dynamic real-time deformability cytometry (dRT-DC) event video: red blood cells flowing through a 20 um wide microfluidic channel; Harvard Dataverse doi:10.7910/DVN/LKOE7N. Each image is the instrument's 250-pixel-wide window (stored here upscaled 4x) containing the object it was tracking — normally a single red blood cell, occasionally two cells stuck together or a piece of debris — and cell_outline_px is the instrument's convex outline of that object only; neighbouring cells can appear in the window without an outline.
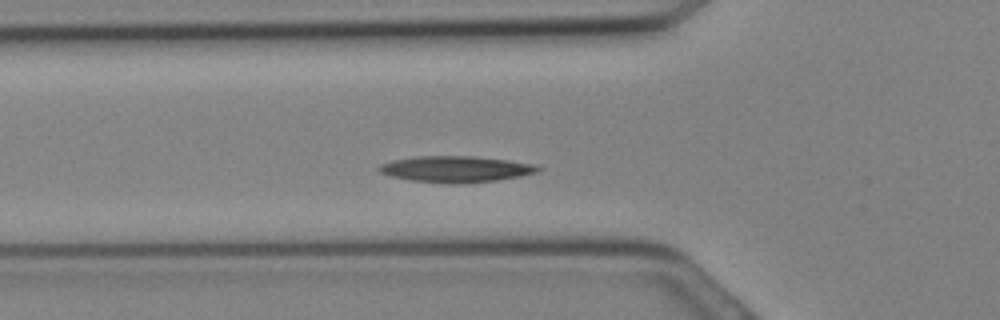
{"species": "Egyptian fruit bat (a non-hibernating species)", "species_latin": "Rousettus aegyptiacus", "temperature_condition": "cold", "stored_images_in_passage": 17, "camera_frame_rate_fps": 3000, "um_per_image_px": 0.085, "animal": {"sex": "female"}, "frame": {"image": 1, "passage_image": 7, "time_ms": 2.0, "image_size_px": [1000, 320], "cell_outline_px": [[544, 168], [540, 172], [520, 176], [496, 180], [412, 180], [392, 176], [380, 172], [376, 168], [380, 164], [392, 160], [416, 156], [472, 156], [508, 160], [536, 164]], "centroid_in_image_um": [38.8, 14.31], "position_along_channel_um": 87.0, "area_um2": 23.06}}
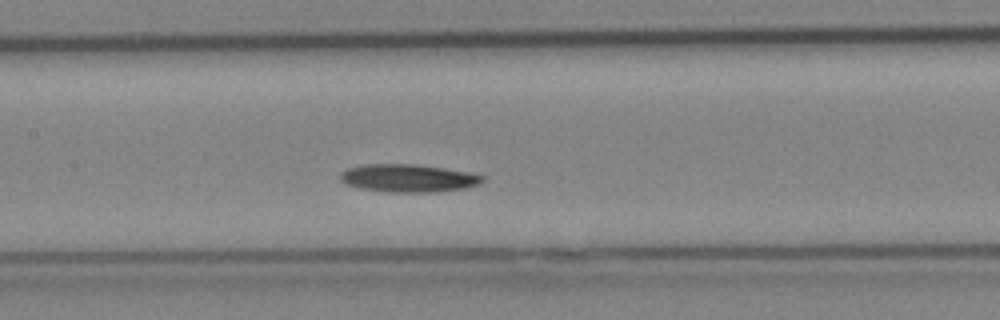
{"frame": {"image": 2, "passage_image": 11, "time_ms": 3.333, "image_size_px": [1000, 320], "cell_outline_px": [[484, 180], [480, 184], [464, 188], [436, 192], [384, 192], [360, 188], [348, 184], [340, 180], [340, 172], [348, 168], [364, 164], [412, 164], [444, 168], [468, 172], [484, 176]], "centroid_in_image_um": [34.69, 15.14], "position_along_channel_um": 172.7, "area_um2": 23.06}}
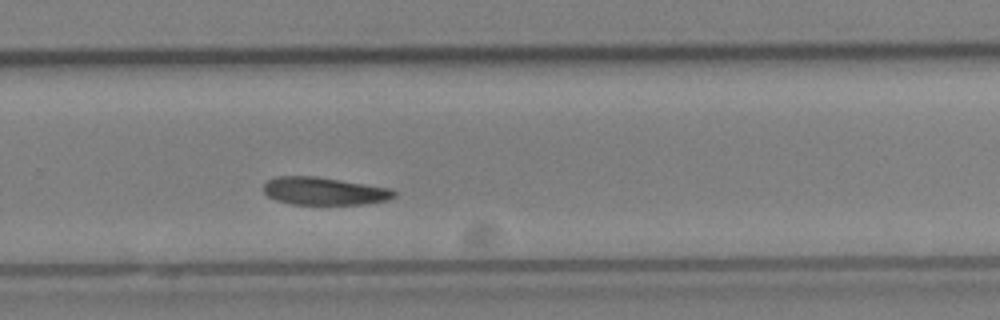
{"frame": {"image": 3, "passage_image": 17, "time_ms": 5.333, "image_size_px": [1000, 320], "cell_outline_px": [[396, 196], [388, 200], [364, 204], [292, 204], [276, 200], [268, 196], [264, 192], [264, 184], [268, 180], [276, 176], [316, 176], [392, 188], [396, 192]], "centroid_in_image_um": [27.58, 16.24], "position_along_channel_um": 302.2, "area_um2": 21.15}}